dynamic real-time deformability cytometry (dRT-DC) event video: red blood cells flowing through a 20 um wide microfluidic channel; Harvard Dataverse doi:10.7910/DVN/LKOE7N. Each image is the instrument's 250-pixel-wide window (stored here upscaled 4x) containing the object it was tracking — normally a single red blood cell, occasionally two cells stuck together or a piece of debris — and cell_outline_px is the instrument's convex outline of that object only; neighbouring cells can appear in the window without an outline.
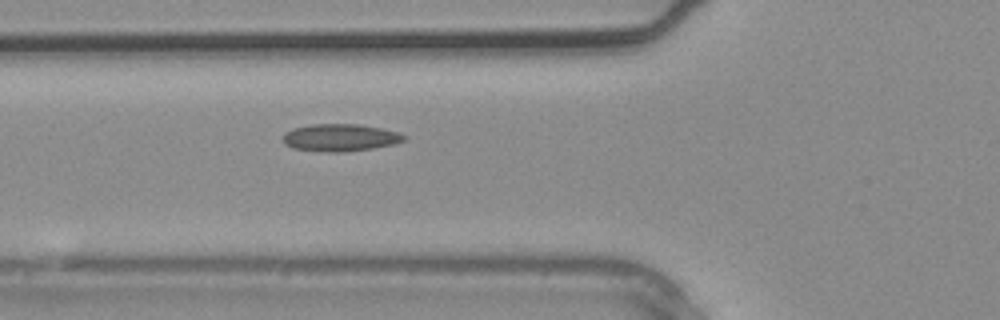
{"species": "common noctule bat (a hibernating species)", "species_latin": "Nyctalus noctula", "temperature_condition": "warm", "stored_images_in_passage": 2, "camera_frame_rate_fps": 3000, "um_per_image_px": 0.085, "animal": {"sex": "male", "body_mass_g": 20.4}, "frame": {"image": 1, "passage_image": 2, "time_ms": 0.333, "image_size_px": [1000, 320], "cell_outline_px": [[408, 136], [404, 140], [392, 144], [372, 148], [340, 152], [328, 152], [292, 148], [284, 144], [280, 136], [284, 132], [292, 128], [312, 124], [360, 124], [400, 132]], "centroid_in_image_um": [28.86, 11.68], "position_along_channel_um": 96.9, "area_um2": 19.42}}